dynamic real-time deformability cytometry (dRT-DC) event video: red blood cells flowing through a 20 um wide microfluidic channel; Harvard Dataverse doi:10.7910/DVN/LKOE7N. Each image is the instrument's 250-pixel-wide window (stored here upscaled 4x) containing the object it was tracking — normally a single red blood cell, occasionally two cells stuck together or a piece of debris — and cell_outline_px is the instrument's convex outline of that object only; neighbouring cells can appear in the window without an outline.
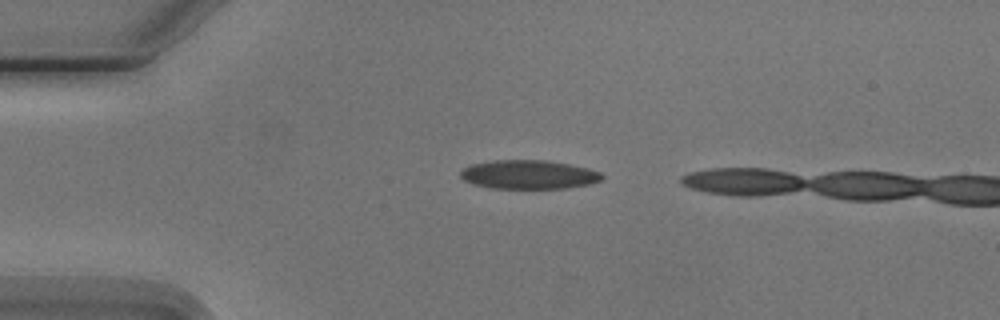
{"species": "Egyptian fruit bat (a non-hibernating species)", "species_latin": "Rousettus aegyptiacus", "temperature_condition": "cold", "stored_images_in_passage": 3, "camera_frame_rate_fps": 3000, "um_per_image_px": 0.085, "animal": {"sex": "male"}, "frame": {"image": 1, "passage_image": 1, "time_ms": 0.0, "image_size_px": [1000, 320], "cell_outline_px": [[604, 176], [600, 180], [588, 184], [568, 188], [488, 188], [472, 184], [464, 180], [460, 176], [460, 172], [464, 168], [472, 164], [492, 160], [544, 160], [568, 164], [588, 168], [600, 172]], "centroid_in_image_um": [44.91, 14.84], "position_along_channel_um": 40.1, "area_um2": 23.76}}